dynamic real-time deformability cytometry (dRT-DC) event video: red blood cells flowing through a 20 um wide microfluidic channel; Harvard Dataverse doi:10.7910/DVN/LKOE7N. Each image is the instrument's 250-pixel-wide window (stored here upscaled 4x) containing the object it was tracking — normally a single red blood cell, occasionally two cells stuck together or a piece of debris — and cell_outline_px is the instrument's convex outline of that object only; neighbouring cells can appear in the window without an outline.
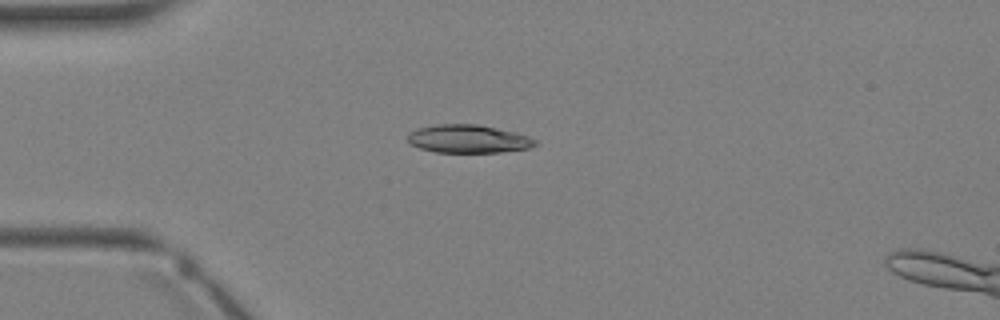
{"species": "Egyptian fruit bat (a non-hibernating species)", "species_latin": "Rousettus aegyptiacus", "temperature_condition": "warm", "stored_images_in_passage": 2, "camera_frame_rate_fps": 3000, "um_per_image_px": 0.085, "animal": {"sex": "female"}, "frame": {"image": 1, "passage_image": 2, "time_ms": 1.333, "image_size_px": [1000, 320], "cell_outline_px": [[536, 144], [528, 148], [500, 152], [436, 152], [420, 148], [408, 144], [408, 132], [416, 128], [436, 124], [476, 124], [516, 132], [528, 136], [536, 140]], "centroid_in_image_um": [39.75, 11.8], "position_along_channel_um": 45.3, "area_um2": 20.92}}